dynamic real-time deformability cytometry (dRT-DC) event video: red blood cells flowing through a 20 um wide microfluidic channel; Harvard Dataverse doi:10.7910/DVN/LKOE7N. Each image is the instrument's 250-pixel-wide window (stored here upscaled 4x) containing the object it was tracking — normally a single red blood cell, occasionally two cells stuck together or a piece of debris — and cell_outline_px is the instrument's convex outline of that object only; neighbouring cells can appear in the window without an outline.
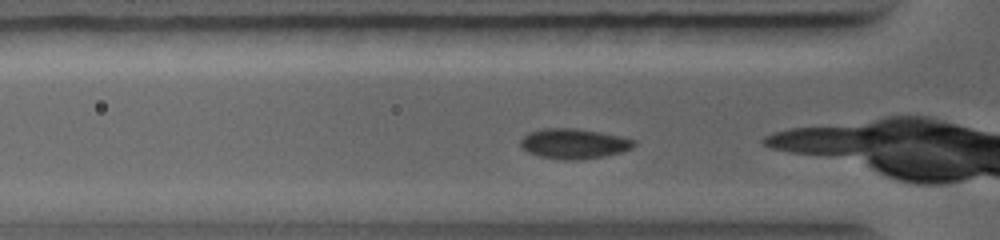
{"species": "common noctule bat (a hibernating species)", "species_latin": "Nyctalus noctula", "temperature_condition": "warm", "stored_images_in_passage": 6, "camera_frame_rate_fps": 5000, "um_per_image_px": 0.085, "animal": {"sex": "female", "body_mass_g": 19.0, "forearm_length_mm": 56.7}, "frame": {"image": 1, "passage_image": 2, "time_ms": 0.4, "image_size_px": [1000, 240], "cell_outline_px": [[636, 144], [632, 148], [620, 152], [604, 156], [580, 160], [564, 160], [540, 156], [528, 152], [520, 148], [520, 140], [528, 132], [544, 128], [576, 128], [600, 132], [620, 136], [636, 140]], "centroid_in_image_um": [48.76, 12.21], "position_along_channel_um": 77.0, "area_um2": 20.0}}